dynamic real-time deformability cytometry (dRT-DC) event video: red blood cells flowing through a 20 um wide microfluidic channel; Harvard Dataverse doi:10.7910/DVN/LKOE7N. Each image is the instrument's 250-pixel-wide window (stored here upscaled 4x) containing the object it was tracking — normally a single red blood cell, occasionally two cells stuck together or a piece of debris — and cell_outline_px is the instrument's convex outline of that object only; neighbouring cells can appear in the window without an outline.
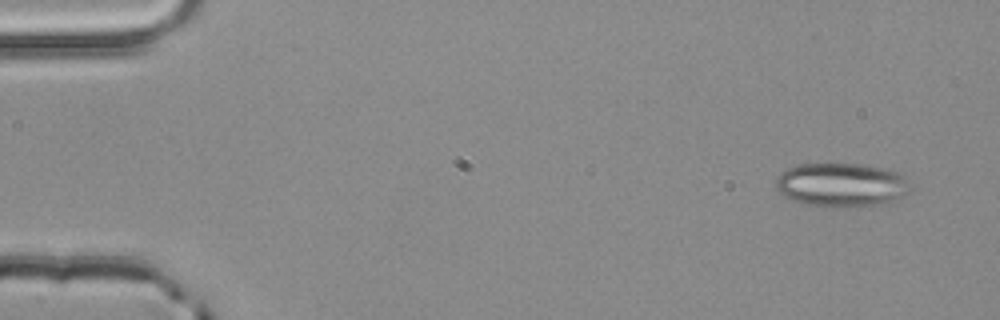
{"species": "common noctule bat (a hibernating species)", "species_latin": "Nyctalus noctula", "temperature_condition": "room temperature", "stored_images_in_passage": 3, "camera_frame_rate_fps": 3000, "um_per_image_px": 0.085, "animal": {"sex": "male", "body_mass_g": 20.4}, "frame": {"image": 1, "passage_image": 1, "time_ms": 0.0, "image_size_px": [1000, 320], "cell_outline_px": [[912, 188], [904, 196], [888, 204], [848, 208], [832, 208], [804, 204], [792, 200], [784, 196], [776, 188], [776, 176], [780, 172], [796, 164], [864, 164], [888, 168], [904, 172]], "centroid_in_image_um": [71.6, 15.73], "position_along_channel_um": 13.4, "area_um2": 35.66}}